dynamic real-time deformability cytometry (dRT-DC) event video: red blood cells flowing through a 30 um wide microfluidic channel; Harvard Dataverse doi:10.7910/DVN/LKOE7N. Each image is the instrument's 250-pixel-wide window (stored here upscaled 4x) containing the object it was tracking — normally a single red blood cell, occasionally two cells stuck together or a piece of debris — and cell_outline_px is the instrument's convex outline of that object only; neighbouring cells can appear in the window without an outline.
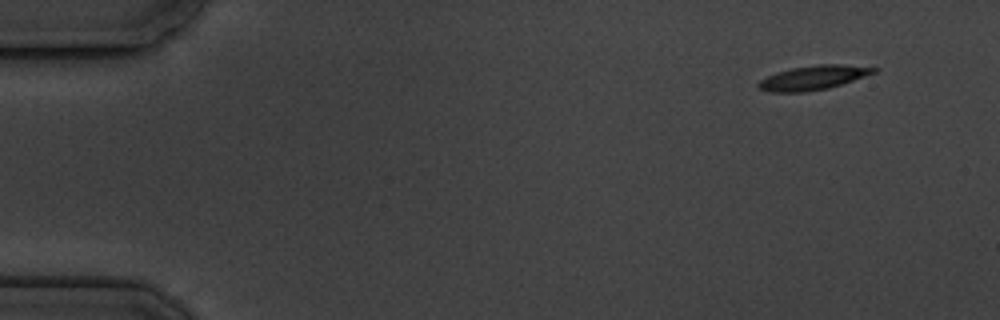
{"species": "common noctule bat (a hibernating species)", "species_latin": "Nyctalus noctula", "temperature_condition": "cold", "stored_images_in_passage": 12, "camera_frame_rate_fps": 3000, "um_per_image_px": 0.085, "animal": {"sex": "male", "body_mass_g": 19.5, "forearm_length_mm": 54.6}, "frame": {"image": 1, "passage_image": 1, "time_ms": 0.0, "image_size_px": [1000, 320], "cell_outline_px": [[880, 68], [876, 72], [828, 88], [804, 92], [768, 92], [756, 88], [756, 84], [760, 80], [768, 76], [792, 68], [820, 64], [844, 64]], "centroid_in_image_um": [69.1, 6.61], "position_along_channel_um": 15.9, "area_um2": 16.13}}
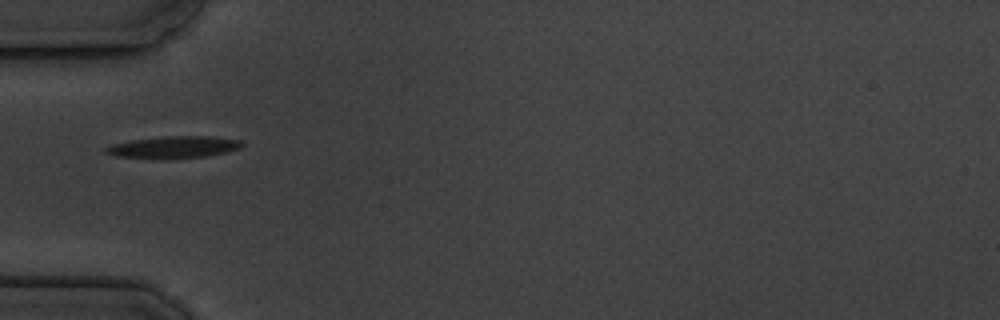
{"frame": {"image": 2, "passage_image": 4, "time_ms": 4.667, "image_size_px": [1000, 320], "cell_outline_px": [[244, 144], [240, 148], [224, 152], [204, 156], [172, 160], [164, 160], [116, 156], [104, 152], [104, 148], [112, 144], [132, 140], [164, 136], [212, 136], [240, 140]], "centroid_in_image_um": [14.73, 12.52], "position_along_channel_um": 70.3, "area_um2": 17.69}}
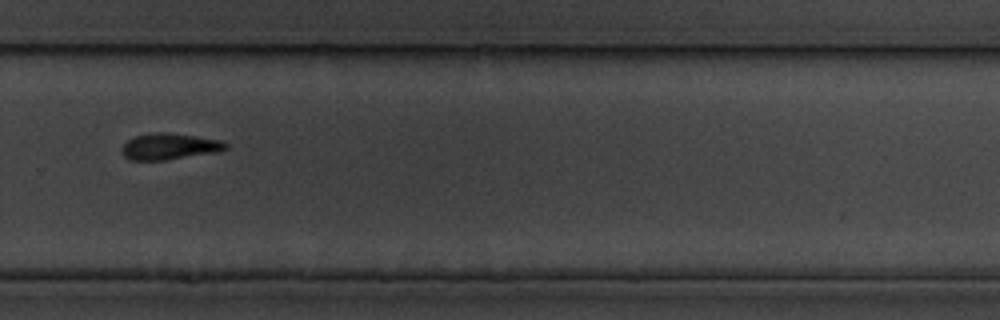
{"frame": {"image": 3, "passage_image": 10, "time_ms": 11.667, "image_size_px": [1000, 320], "cell_outline_px": [[228, 148], [220, 152], [164, 160], [128, 160], [120, 152], [120, 148], [128, 140], [136, 136], [152, 132], [168, 132], [224, 140], [228, 144]], "centroid_in_image_um": [14.42, 12.45], "position_along_channel_um": 315.4, "area_um2": 16.24}, "authors_computed_cell_mechanics": {"area_um2": 16.5308, "velocity_mm_per_s": 3.5187, "shape_relaxation_time_tau1_ms": 3.4652, "shape_relaxation_time_tau2_ms": null, "deformation_change_tau1": 0.1289, "deformation_change_tau2": null}}